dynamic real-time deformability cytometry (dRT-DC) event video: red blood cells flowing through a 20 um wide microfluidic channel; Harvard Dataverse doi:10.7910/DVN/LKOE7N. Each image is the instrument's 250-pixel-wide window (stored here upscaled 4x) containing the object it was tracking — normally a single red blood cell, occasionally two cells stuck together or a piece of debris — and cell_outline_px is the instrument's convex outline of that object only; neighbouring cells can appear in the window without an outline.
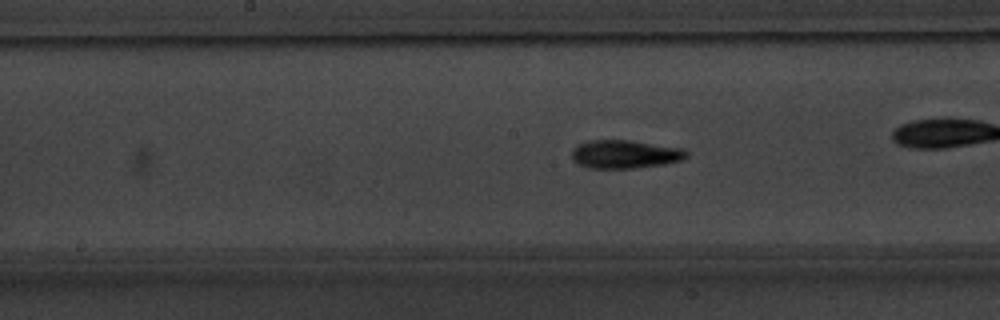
{"species": "common noctule bat (a hibernating species)", "species_latin": "Nyctalus noctula", "temperature_condition": "warm", "stored_images_in_passage": 37, "camera_frame_rate_fps": 3000, "um_per_image_px": 0.085, "animal": {"sex": "male", "body_mass_g": 20.1, "forearm_length_mm": 53.5}, "frame": {"image": 1, "passage_image": 11, "time_ms": 3.333, "image_size_px": [1000, 320], "cell_outline_px": [[688, 156], [680, 160], [664, 164], [632, 168], [588, 168], [576, 164], [572, 160], [572, 148], [588, 140], [628, 140], [680, 148], [688, 152]], "centroid_in_image_um": [53.06, 13.11], "position_along_channel_um": 195.1, "area_um2": 18.84}, "authors_computed_cell_mechanics": {"area_um2": 17.5134, "velocity_mm_per_s": 3.8018, "shape_relaxation_time_tau1_ms": 2.9576, "shape_relaxation_time_tau2_ms": 2.636, "deformation_change_tau1": 0.1887, "deformation_change_tau2": 0.1}}